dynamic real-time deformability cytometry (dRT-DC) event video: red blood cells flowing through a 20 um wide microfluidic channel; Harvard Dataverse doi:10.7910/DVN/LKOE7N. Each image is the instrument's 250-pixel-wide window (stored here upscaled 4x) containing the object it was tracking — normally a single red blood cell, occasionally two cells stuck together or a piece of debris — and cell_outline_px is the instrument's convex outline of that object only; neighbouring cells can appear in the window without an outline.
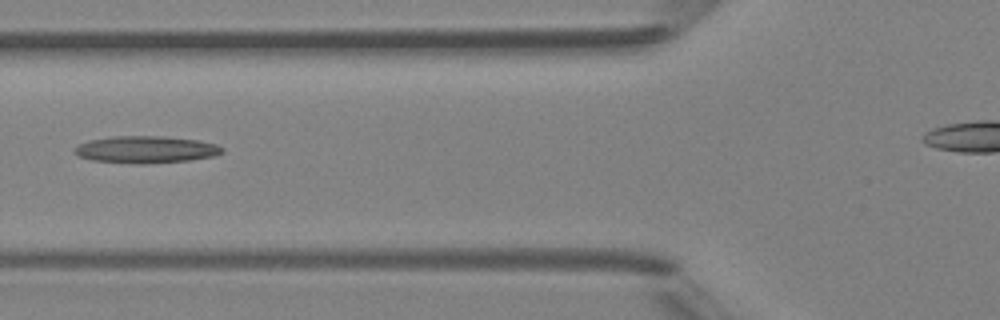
{"species": "Egyptian fruit bat (a non-hibernating species)", "species_latin": "Rousettus aegyptiacus", "temperature_condition": "room temperature", "stored_images_in_passage": 6, "camera_frame_rate_fps": 3000, "um_per_image_px": 0.085, "animal": {"sex": "female"}, "frame": {"image": 1, "passage_image": 5, "time_ms": 4.333, "image_size_px": [1000, 320], "cell_outline_px": [[224, 152], [212, 156], [188, 160], [144, 164], [132, 164], [92, 160], [80, 156], [72, 152], [72, 148], [88, 140], [112, 136], [160, 136], [200, 140], [216, 144], [224, 148]], "centroid_in_image_um": [12.37, 12.71], "position_along_channel_um": 113.4, "area_um2": 23.41}}
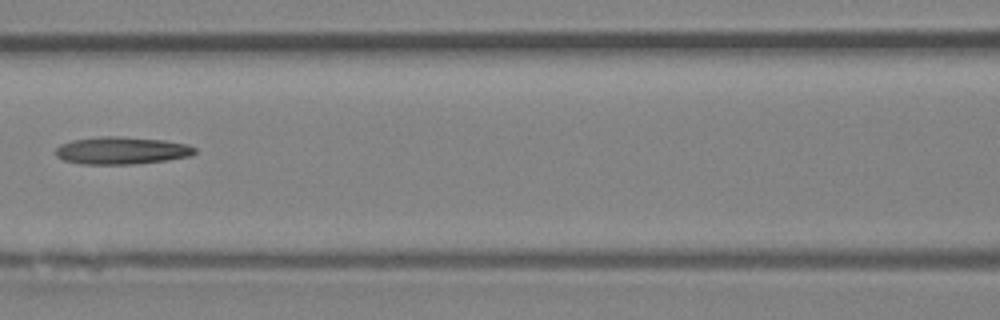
{"frame": {"image": 2, "passage_image": 6, "time_ms": 5.333, "image_size_px": [1000, 320], "cell_outline_px": [[196, 152], [192, 156], [168, 160], [132, 164], [80, 164], [64, 160], [56, 156], [56, 148], [60, 144], [72, 140], [104, 136], [120, 136], [164, 140], [188, 144], [196, 148]], "centroid_in_image_um": [10.36, 12.79], "position_along_channel_um": 156.2, "area_um2": 22.37}}